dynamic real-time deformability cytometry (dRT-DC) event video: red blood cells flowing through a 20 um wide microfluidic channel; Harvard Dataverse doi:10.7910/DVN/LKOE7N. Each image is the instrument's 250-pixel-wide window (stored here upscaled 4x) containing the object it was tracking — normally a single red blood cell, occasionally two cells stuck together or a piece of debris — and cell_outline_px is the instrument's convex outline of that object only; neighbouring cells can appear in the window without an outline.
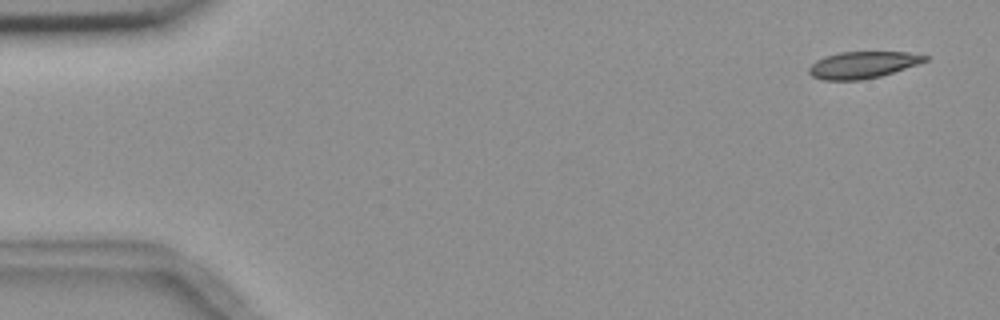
{"species": "common noctule bat (a hibernating species)", "species_latin": "Nyctalus noctula", "temperature_condition": "room temperature", "stored_images_in_passage": 4, "camera_frame_rate_fps": 3000, "um_per_image_px": 0.085, "animal": {"sex": "female", "body_mass_g": 18.4}, "frame": {"image": 1, "passage_image": 1, "time_ms": 0.0, "image_size_px": [1000, 320], "cell_outline_px": [[928, 60], [880, 76], [860, 80], [824, 80], [812, 76], [808, 72], [808, 68], [816, 60], [824, 56], [840, 52], [908, 52], [928, 56]], "centroid_in_image_um": [73.28, 5.51], "position_along_channel_um": 11.7, "area_um2": 17.92}}